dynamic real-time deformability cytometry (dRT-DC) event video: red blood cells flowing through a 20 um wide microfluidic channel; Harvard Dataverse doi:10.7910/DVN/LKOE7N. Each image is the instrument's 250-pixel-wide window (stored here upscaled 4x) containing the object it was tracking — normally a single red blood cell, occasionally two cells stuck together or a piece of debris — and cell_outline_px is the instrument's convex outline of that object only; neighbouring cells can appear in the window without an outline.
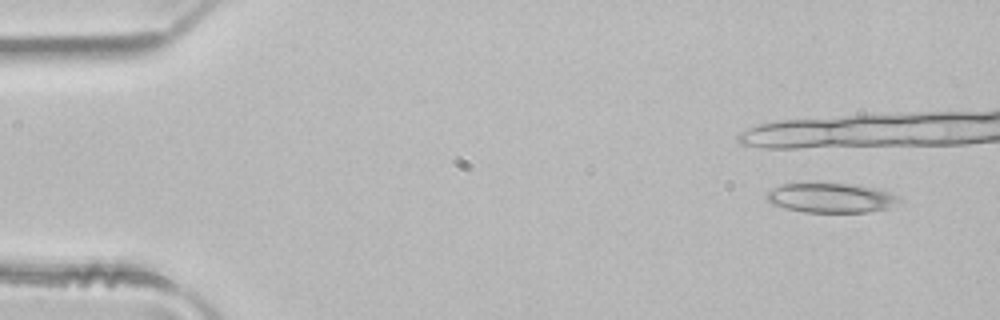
{"species": "common noctule bat (a hibernating species)", "species_latin": "Nyctalus noctula", "temperature_condition": "room temperature", "stored_images_in_passage": 6, "camera_frame_rate_fps": 3000, "um_per_image_px": 0.085, "animal": {"sex": "male", "body_mass_g": 21.5, "forearm_length_mm": 52.0}, "frame": {"image": 1, "passage_image": 1, "time_ms": 0.0, "image_size_px": [1000, 320], "cell_outline_px": [[904, 200], [888, 208], [868, 212], [804, 212], [784, 208], [772, 204], [768, 200], [768, 192], [784, 184], [848, 184], [872, 188], [900, 196]], "centroid_in_image_um": [70.68, 16.84], "position_along_channel_um": 14.3, "area_um2": 22.37}}